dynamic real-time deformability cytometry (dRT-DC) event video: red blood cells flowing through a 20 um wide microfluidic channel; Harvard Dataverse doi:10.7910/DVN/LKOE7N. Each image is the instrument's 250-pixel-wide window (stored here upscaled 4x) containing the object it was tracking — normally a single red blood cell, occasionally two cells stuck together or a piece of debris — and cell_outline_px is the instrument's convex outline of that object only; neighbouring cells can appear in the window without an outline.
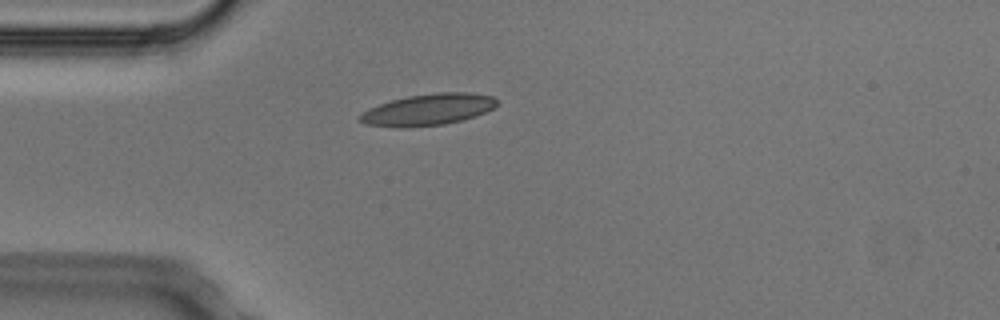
{"species": "Egyptian fruit bat (a non-hibernating species)", "species_latin": "Rousettus aegyptiacus", "temperature_condition": "cold", "stored_images_in_passage": 1, "camera_frame_rate_fps": 3000, "um_per_image_px": 0.085, "animal": {"sex": "male"}, "frame": {"image": 1, "passage_image": 1, "time_ms": 0.0, "image_size_px": [1000, 320], "cell_outline_px": [[496, 104], [492, 108], [476, 116], [464, 120], [444, 124], [400, 128], [396, 128], [364, 124], [356, 120], [356, 116], [368, 108], [392, 100], [408, 96], [436, 92], [468, 92], [492, 96], [496, 100]], "centroid_in_image_um": [36.31, 9.33], "position_along_channel_um": 48.7, "area_um2": 25.32}}